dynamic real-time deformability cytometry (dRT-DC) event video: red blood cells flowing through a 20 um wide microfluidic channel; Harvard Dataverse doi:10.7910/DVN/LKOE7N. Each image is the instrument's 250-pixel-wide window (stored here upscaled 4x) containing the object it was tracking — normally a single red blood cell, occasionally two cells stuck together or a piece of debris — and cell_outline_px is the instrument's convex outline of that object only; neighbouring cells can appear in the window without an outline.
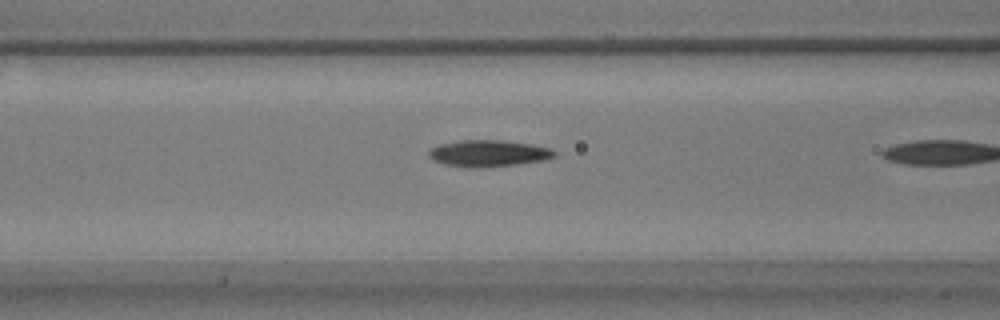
{"species": "common noctule bat (a hibernating species)", "species_latin": "Nyctalus noctula", "temperature_condition": "warm", "stored_images_in_passage": 10, "camera_frame_rate_fps": 3000, "um_per_image_px": 0.085, "animal": {"sex": "male", "body_mass_g": 17.9}, "frame": {"image": 1, "passage_image": 9, "time_ms": 2.667, "image_size_px": [1000, 320], "cell_outline_px": [[556, 156], [544, 160], [516, 164], [480, 168], [472, 168], [444, 164], [432, 160], [428, 156], [428, 152], [432, 148], [440, 144], [464, 140], [500, 140], [532, 144], [548, 148], [556, 152]], "centroid_in_image_um": [41.5, 13.04], "position_along_channel_um": 125.1, "area_um2": 19.36}}